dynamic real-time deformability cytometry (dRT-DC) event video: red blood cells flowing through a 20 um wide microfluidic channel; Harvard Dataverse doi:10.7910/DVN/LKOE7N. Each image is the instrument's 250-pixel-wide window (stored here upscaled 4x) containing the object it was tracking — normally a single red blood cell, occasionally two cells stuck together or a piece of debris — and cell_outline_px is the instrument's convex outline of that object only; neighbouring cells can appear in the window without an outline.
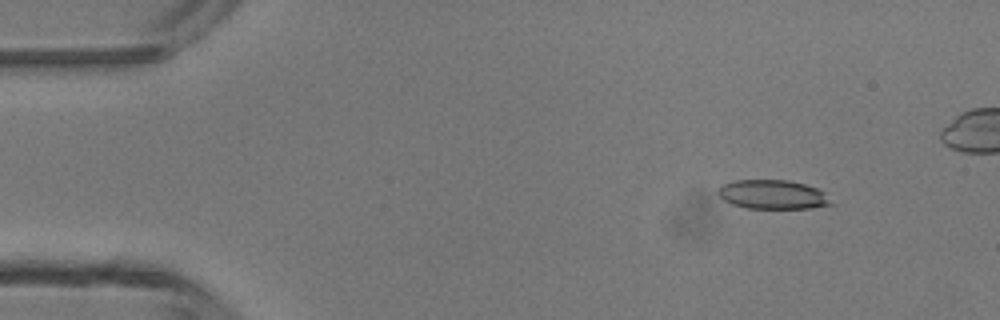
{"species": "common noctule bat (a hibernating species)", "species_latin": "Nyctalus noctula", "temperature_condition": "room temperature", "stored_images_in_passage": 5, "camera_frame_rate_fps": 3000, "um_per_image_px": 0.085, "animal": {"sex": "male", "body_mass_g": 13.3}, "frame": {"image": 1, "passage_image": 2, "time_ms": 1.333, "image_size_px": [1000, 320], "cell_outline_px": [[836, 204], [812, 208], [748, 208], [732, 204], [724, 200], [716, 192], [720, 184], [732, 180], [788, 180], [804, 184], [816, 188], [824, 192]], "centroid_in_image_um": [65.68, 16.53], "position_along_channel_um": 19.3, "area_um2": 19.36}}